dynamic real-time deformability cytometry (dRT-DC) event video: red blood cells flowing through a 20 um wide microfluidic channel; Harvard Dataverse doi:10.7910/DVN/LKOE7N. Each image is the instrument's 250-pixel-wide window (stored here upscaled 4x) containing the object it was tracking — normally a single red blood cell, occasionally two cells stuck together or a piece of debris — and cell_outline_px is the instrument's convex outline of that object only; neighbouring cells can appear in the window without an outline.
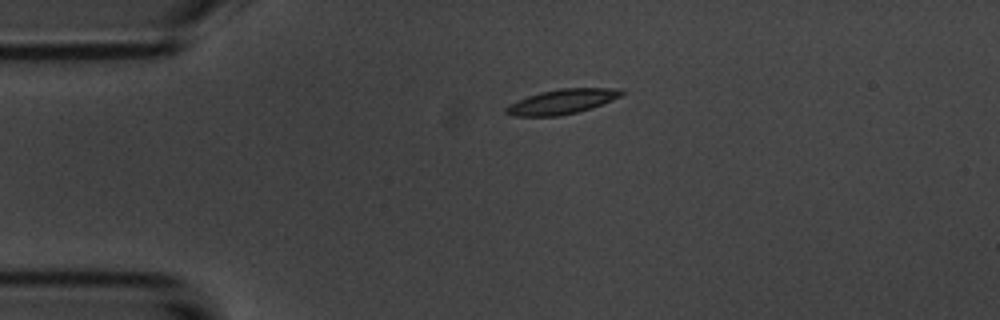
{"species": "common noctule bat (a hibernating species)", "species_latin": "Nyctalus noctula", "temperature_condition": "room temperature", "stored_images_in_passage": 5, "camera_frame_rate_fps": 3000, "um_per_image_px": 0.085, "animal": {"sex": "male", "body_mass_g": 20.1, "forearm_length_mm": 53.5}, "frame": {"image": 1, "passage_image": 3, "time_ms": 3.333, "image_size_px": [1000, 320], "cell_outline_px": [[628, 92], [612, 100], [592, 108], [576, 112], [556, 116], [512, 116], [504, 112], [504, 108], [508, 104], [516, 100], [540, 92], [560, 88], [612, 88]], "centroid_in_image_um": [47.73, 8.63], "position_along_channel_um": 37.3, "area_um2": 16.7}}
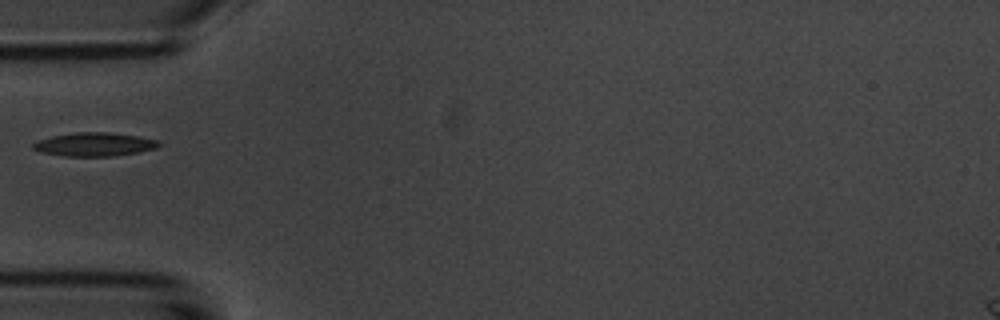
{"frame": {"image": 2, "passage_image": 5, "time_ms": 5.333, "image_size_px": [1000, 320], "cell_outline_px": [[160, 144], [156, 148], [136, 152], [112, 156], [64, 156], [40, 152], [32, 148], [32, 144], [36, 140], [52, 136], [76, 132], [108, 132], [140, 136], [160, 140]], "centroid_in_image_um": [8.0, 12.26], "position_along_channel_um": 77.0, "area_um2": 17.34}}